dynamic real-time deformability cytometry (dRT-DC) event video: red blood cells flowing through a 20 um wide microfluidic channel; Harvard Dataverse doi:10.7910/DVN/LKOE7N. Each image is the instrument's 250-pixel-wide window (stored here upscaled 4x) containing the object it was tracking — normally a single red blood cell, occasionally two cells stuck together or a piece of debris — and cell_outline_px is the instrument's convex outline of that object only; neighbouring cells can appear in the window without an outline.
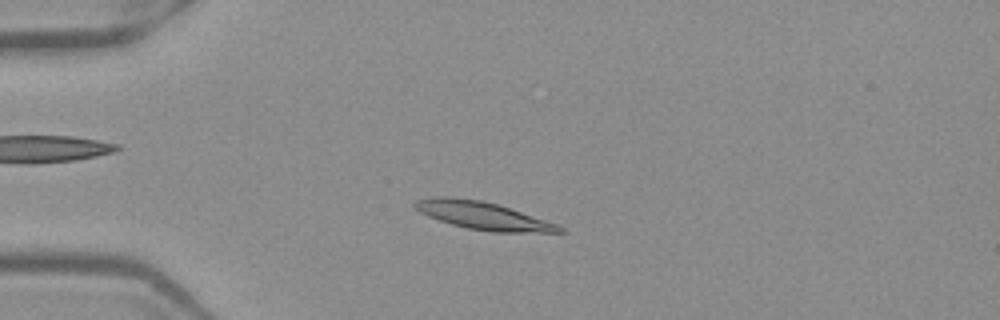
{"species": "Egyptian fruit bat (a non-hibernating species)", "species_latin": "Rousettus aegyptiacus", "temperature_condition": "warm", "stored_images_in_passage": 50, "camera_frame_rate_fps": 3000, "um_per_image_px": 0.085, "frame": {"image": 1, "passage_image": 11, "time_ms": 3.333, "image_size_px": [1000, 320], "cell_outline_px": [[568, 232], [492, 232], [468, 228], [452, 224], [428, 216], [420, 212], [412, 204], [416, 200], [436, 196], [452, 196], [480, 200], [496, 204], [556, 224], [564, 228]], "centroid_in_image_um": [41.0, 18.32], "position_along_channel_um": 44.0, "area_um2": 22.95}}
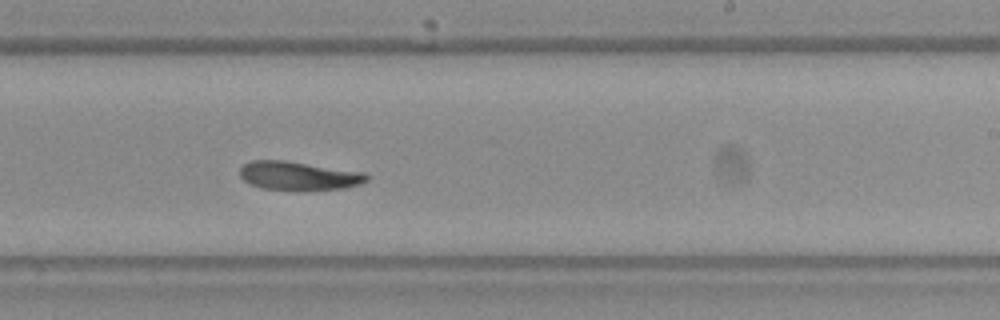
{"frame": {"image": 2, "passage_image": 30, "time_ms": 9.667, "image_size_px": [1000, 320], "cell_outline_px": [[368, 180], [360, 184], [344, 188], [304, 192], [300, 192], [264, 188], [248, 184], [240, 176], [240, 168], [244, 164], [252, 160], [284, 160], [364, 172], [368, 176]], "centroid_in_image_um": [25.38, 14.97], "position_along_channel_um": 263.6, "area_um2": 21.68}}
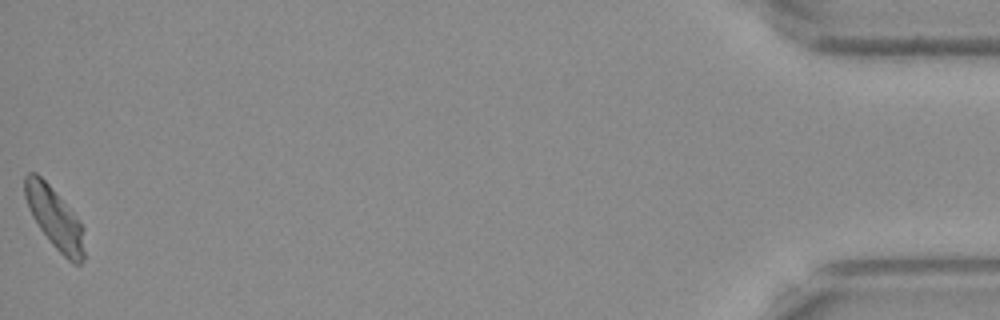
{"frame": {"image": 3, "passage_image": 50, "time_ms": 16.333, "image_size_px": [1000, 320], "cell_outline_px": [[84, 260], [80, 264], [72, 264], [52, 244], [40, 228], [32, 216], [28, 208], [24, 196], [24, 176], [28, 172], [36, 172], [52, 188], [76, 216], [84, 228]], "centroid_in_image_um": [4.65, 18.54], "position_along_channel_um": 430.6, "area_um2": 21.15}, "authors_computed_cell_mechanics": {"area_um2": 21.7906, "velocity_mm_per_s": 3.898, "shape_relaxation_time_tau1_ms": 9.4548, "shape_relaxation_time_tau2_ms": 6.9702, "deformation_change_tau1": 0.1886, "deformation_change_tau2": 0.136}}